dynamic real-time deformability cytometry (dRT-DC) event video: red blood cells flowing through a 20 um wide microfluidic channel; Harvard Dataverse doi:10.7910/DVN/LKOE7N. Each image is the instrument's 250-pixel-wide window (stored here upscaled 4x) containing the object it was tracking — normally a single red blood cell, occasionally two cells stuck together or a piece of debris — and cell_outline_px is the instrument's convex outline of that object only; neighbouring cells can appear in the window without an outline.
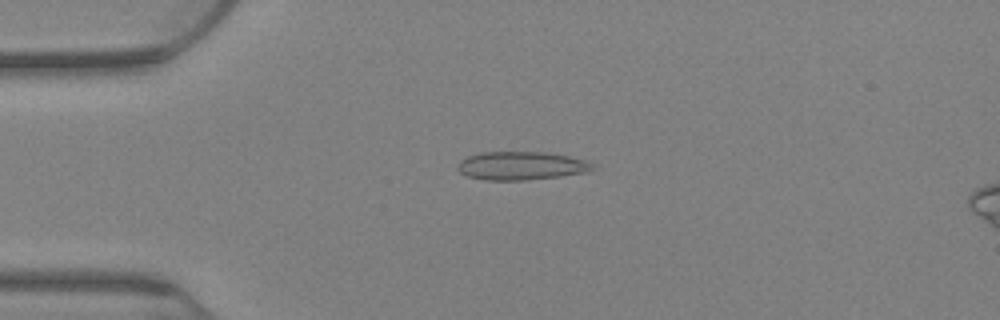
{"species": "Egyptian fruit bat (a non-hibernating species)", "species_latin": "Rousettus aegyptiacus", "temperature_condition": "warm", "stored_images_in_passage": 78, "camera_frame_rate_fps": 3000, "um_per_image_px": 0.085, "animal": {"sex": "female"}, "frame": {"image": 1, "passage_image": 19, "time_ms": 6.0, "image_size_px": [1000, 320], "cell_outline_px": [[596, 168], [588, 172], [560, 176], [528, 180], [488, 180], [468, 176], [460, 172], [456, 168], [460, 160], [468, 156], [480, 152], [548, 152], [588, 160], [596, 164]], "centroid_in_image_um": [44.36, 14.08], "position_along_channel_um": 40.6, "area_um2": 22.54}}
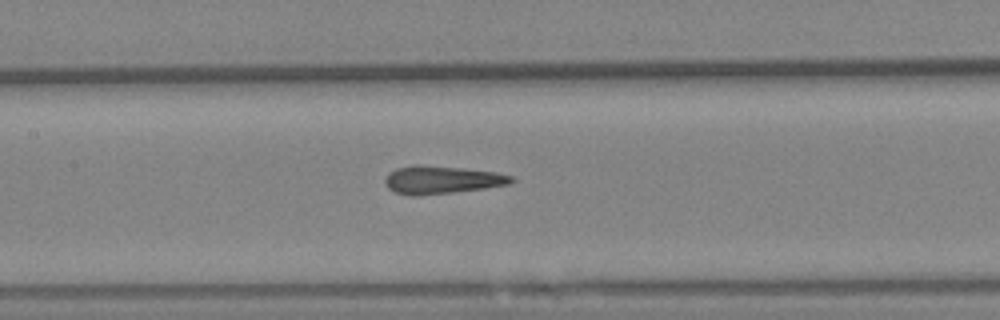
{"frame": {"image": 2, "passage_image": 37, "time_ms": 12.0, "image_size_px": [1000, 320], "cell_outline_px": [[516, 180], [508, 184], [484, 188], [452, 192], [416, 196], [408, 196], [396, 192], [388, 188], [384, 184], [384, 180], [388, 172], [396, 168], [412, 164], [420, 164], [460, 168], [496, 172], [512, 176]], "centroid_in_image_um": [37.48, 15.28], "position_along_channel_um": 169.9, "area_um2": 20.63}}
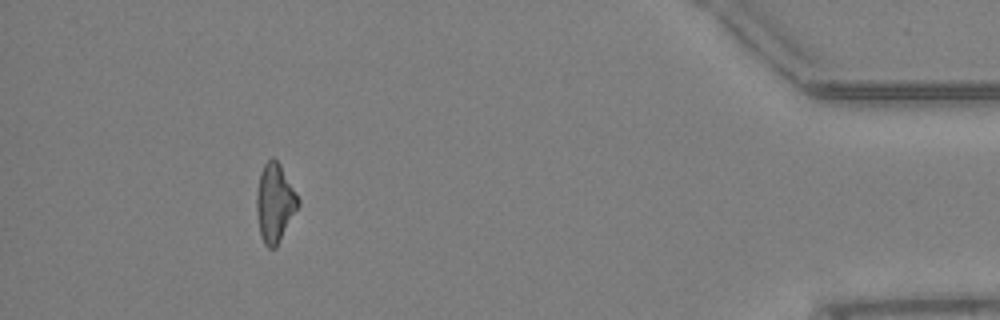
{"frame": {"image": 3, "passage_image": 71, "time_ms": 23.333, "image_size_px": [1000, 320], "cell_outline_px": [[300, 204], [276, 248], [268, 248], [264, 244], [260, 232], [256, 208], [256, 192], [260, 172], [264, 164], [272, 156], [280, 164], [300, 200]], "centroid_in_image_um": [23.35, 17.24], "position_along_channel_um": 411.8, "area_um2": 18.96}, "authors_computed_cell_mechanics": {"area_um2": 20.3167, "velocity_mm_per_s": 2.6435, "shape_relaxation_time_tau1_ms": null, "shape_relaxation_time_tau2_ms": 3.6863, "deformation_change_tau1": null, "deformation_change_tau2": 0.0893}}